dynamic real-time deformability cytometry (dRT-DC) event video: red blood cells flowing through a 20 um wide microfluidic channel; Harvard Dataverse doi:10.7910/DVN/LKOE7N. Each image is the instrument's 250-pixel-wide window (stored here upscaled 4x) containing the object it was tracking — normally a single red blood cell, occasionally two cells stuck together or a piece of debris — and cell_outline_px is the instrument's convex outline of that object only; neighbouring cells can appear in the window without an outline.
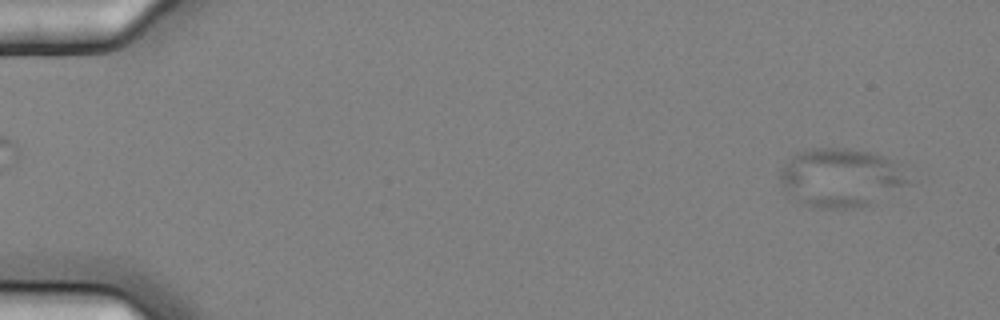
{"species": "common noctule bat (a hibernating species)", "species_latin": "Nyctalus noctula", "temperature_condition": "cold", "stored_images_in_passage": 5, "camera_frame_rate_fps": 3000, "um_per_image_px": 0.085, "animal": {"sex": "female", "body_mass_g": 25.1}, "frame": {"image": 1, "passage_image": 1, "time_ms": 0.0, "image_size_px": [1000, 320], "cell_outline_px": [[908, 184], [872, 208], [812, 208], [800, 204], [784, 188], [780, 180], [780, 168], [792, 156], [800, 152], [812, 148], [848, 148], [872, 152], [884, 156], [900, 164], [908, 180]], "centroid_in_image_um": [71.51, 15.14], "position_along_channel_um": 13.5, "area_um2": 44.74}}